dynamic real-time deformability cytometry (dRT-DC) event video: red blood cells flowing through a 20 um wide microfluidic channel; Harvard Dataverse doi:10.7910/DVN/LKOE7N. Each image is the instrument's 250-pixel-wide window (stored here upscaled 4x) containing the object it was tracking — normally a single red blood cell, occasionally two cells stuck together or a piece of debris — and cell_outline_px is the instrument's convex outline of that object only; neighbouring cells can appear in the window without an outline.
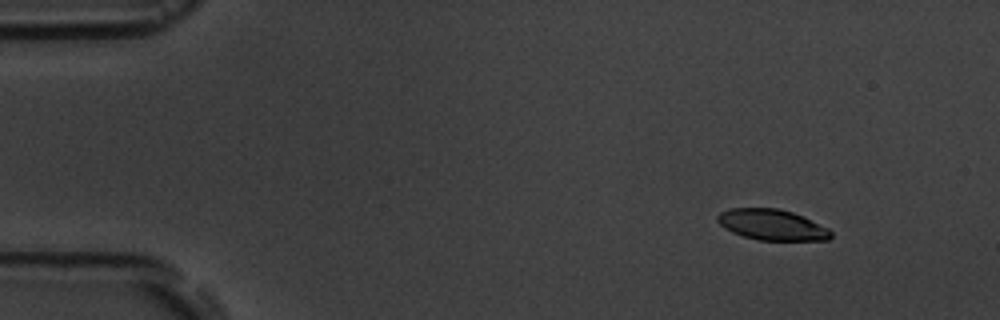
{"species": "common noctule bat (a hibernating species)", "species_latin": "Nyctalus noctula", "temperature_condition": "room temperature", "stored_images_in_passage": 3, "camera_frame_rate_fps": 3000, "um_per_image_px": 0.085, "animal": {"sex": "male", "body_mass_g": 19.5, "forearm_length_mm": 54.6}, "frame": {"image": 1, "passage_image": 1, "time_ms": 0.0, "image_size_px": [1000, 320], "cell_outline_px": [[832, 236], [828, 240], [760, 240], [744, 236], [732, 232], [724, 228], [716, 220], [716, 216], [720, 212], [732, 208], [776, 208], [792, 212], [828, 228], [832, 232]], "centroid_in_image_um": [65.59, 19.1], "position_along_channel_um": 19.4, "area_um2": 20.17}}
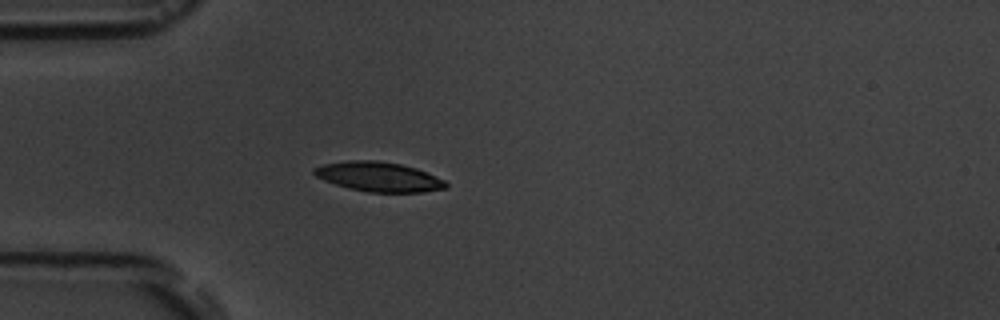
{"frame": {"image": 2, "passage_image": 3, "time_ms": 3.333, "image_size_px": [1000, 320], "cell_outline_px": [[448, 184], [444, 188], [424, 192], [368, 192], [348, 188], [324, 180], [316, 176], [312, 172], [312, 168], [324, 164], [348, 160], [376, 160], [400, 164], [416, 168], [444, 180]], "centroid_in_image_um": [32.16, 15.02], "position_along_channel_um": 52.8, "area_um2": 22.6}}